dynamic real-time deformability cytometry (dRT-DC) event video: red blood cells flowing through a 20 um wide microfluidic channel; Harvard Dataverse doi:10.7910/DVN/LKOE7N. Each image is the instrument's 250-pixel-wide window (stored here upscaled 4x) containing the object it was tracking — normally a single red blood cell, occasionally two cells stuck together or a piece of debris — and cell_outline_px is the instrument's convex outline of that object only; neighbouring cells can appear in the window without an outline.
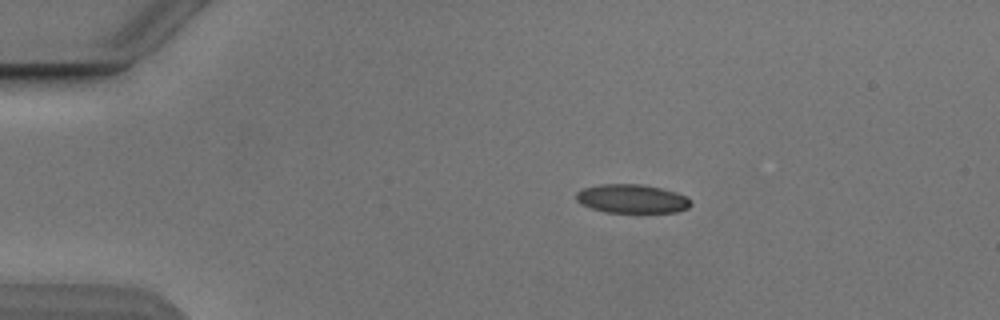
{"species": "Egyptian fruit bat (a non-hibernating species)", "species_latin": "Rousettus aegyptiacus", "temperature_condition": "cold", "stored_images_in_passage": 53, "camera_frame_rate_fps": 3000, "um_per_image_px": 0.085, "animal": {"sex": "male"}, "frame": {"image": 1, "passage_image": 10, "time_ms": 3.0, "image_size_px": [1000, 320], "cell_outline_px": [[692, 204], [688, 208], [676, 212], [604, 212], [580, 204], [576, 200], [576, 192], [584, 188], [600, 184], [640, 184], [660, 188], [676, 192], [688, 196], [692, 200]], "centroid_in_image_um": [53.73, 16.89], "position_along_channel_um": 31.3, "area_um2": 19.31}}
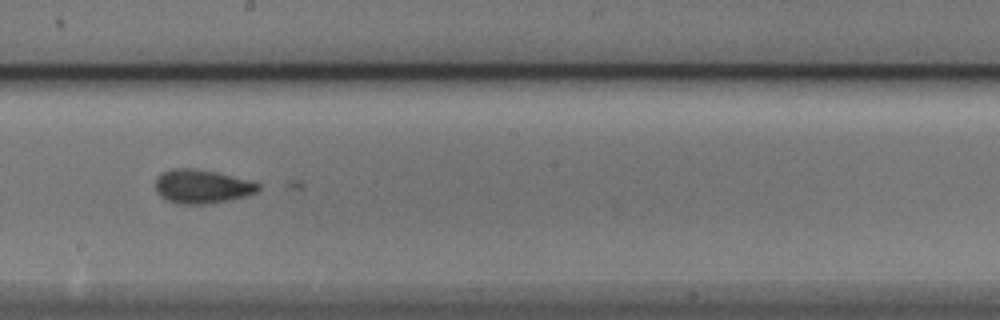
{"frame": {"image": 2, "passage_image": 30, "time_ms": 9.667, "image_size_px": [1000, 320], "cell_outline_px": [[260, 188], [256, 192], [248, 196], [232, 200], [212, 204], [180, 204], [168, 200], [160, 196], [156, 192], [156, 180], [164, 172], [172, 168], [188, 168], [216, 172], [260, 184]], "centroid_in_image_um": [17.18, 15.88], "position_along_channel_um": 231.0, "area_um2": 20.11}}
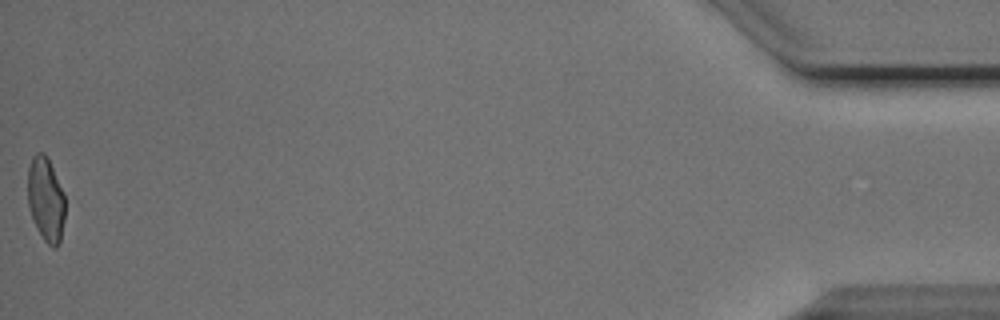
{"frame": {"image": 3, "passage_image": 53, "time_ms": 17.333, "image_size_px": [1000, 320], "cell_outline_px": [[64, 220], [60, 240], [56, 248], [52, 248], [44, 240], [36, 228], [32, 220], [28, 208], [28, 168], [32, 156], [36, 152], [44, 152], [64, 192]], "centroid_in_image_um": [3.87, 16.96], "position_along_channel_um": 431.3, "area_um2": 18.38}}